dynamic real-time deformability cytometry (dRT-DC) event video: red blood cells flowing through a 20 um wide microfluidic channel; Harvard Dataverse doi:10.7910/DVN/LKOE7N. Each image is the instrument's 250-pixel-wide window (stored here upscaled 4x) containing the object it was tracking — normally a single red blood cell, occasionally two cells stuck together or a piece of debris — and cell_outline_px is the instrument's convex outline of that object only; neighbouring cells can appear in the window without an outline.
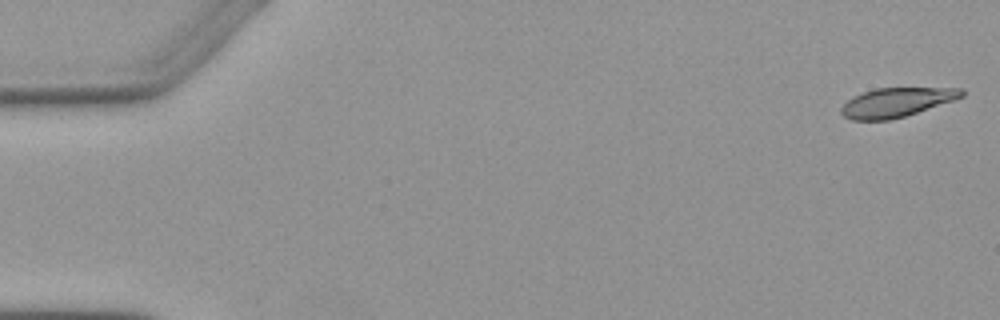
{"species": "Egyptian fruit bat (a non-hibernating species)", "species_latin": "Rousettus aegyptiacus", "temperature_condition": "warm", "stored_images_in_passage": 5, "camera_frame_rate_fps": 3000, "um_per_image_px": 0.085, "animal": {"sex": "female"}, "frame": {"image": 1, "passage_image": 1, "time_ms": 0.0, "image_size_px": [1000, 320], "cell_outline_px": [[964, 96], [956, 100], [904, 116], [888, 120], [852, 120], [844, 116], [840, 112], [840, 108], [852, 96], [876, 88], [964, 88]], "centroid_in_image_um": [76.21, 8.69], "position_along_channel_um": 8.8, "area_um2": 20.46}}
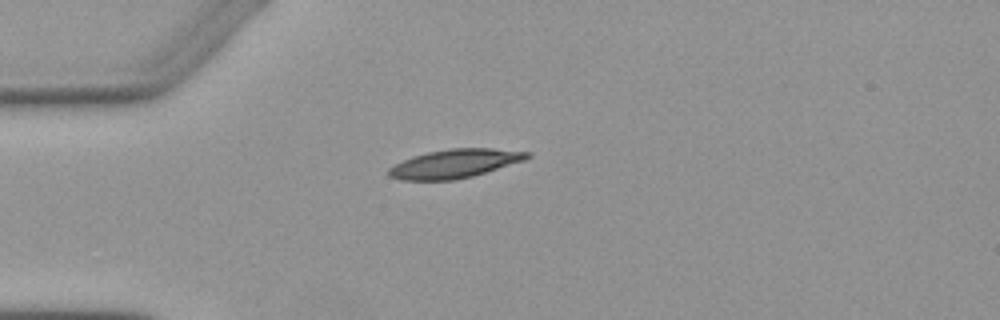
{"frame": {"image": 2, "passage_image": 4, "time_ms": 4.333, "image_size_px": [1000, 320], "cell_outline_px": [[532, 156], [524, 160], [472, 176], [452, 180], [400, 180], [388, 176], [388, 168], [412, 156], [428, 152], [448, 148], [492, 148], [532, 152]], "centroid_in_image_um": [38.65, 13.9], "position_along_channel_um": 46.4, "area_um2": 23.06}}